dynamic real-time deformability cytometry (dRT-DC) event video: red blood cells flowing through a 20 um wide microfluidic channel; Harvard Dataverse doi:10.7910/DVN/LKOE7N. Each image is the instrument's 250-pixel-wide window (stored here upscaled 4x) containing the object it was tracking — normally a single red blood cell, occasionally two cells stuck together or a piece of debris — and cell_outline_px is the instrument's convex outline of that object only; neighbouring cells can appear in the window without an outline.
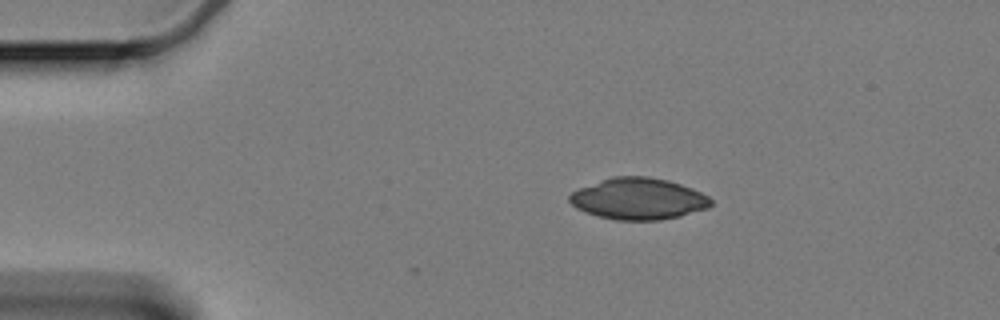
{"species": "Egyptian fruit bat (a non-hibernating species)", "species_latin": "Rousettus aegyptiacus", "temperature_condition": "cold", "stored_images_in_passage": 9, "camera_frame_rate_fps": 3000, "um_per_image_px": 0.085, "animal": {"sex": "female"}, "frame": {"image": 1, "passage_image": 1, "time_ms": 0.0, "image_size_px": [1000, 320], "cell_outline_px": [[712, 204], [708, 208], [680, 216], [660, 220], [616, 220], [600, 216], [576, 208], [568, 200], [568, 196], [572, 192], [580, 188], [600, 180], [612, 176], [648, 176], [668, 180], [692, 188], [708, 196], [712, 200]], "centroid_in_image_um": [54.28, 16.89], "position_along_channel_um": 30.7, "area_um2": 34.1}}